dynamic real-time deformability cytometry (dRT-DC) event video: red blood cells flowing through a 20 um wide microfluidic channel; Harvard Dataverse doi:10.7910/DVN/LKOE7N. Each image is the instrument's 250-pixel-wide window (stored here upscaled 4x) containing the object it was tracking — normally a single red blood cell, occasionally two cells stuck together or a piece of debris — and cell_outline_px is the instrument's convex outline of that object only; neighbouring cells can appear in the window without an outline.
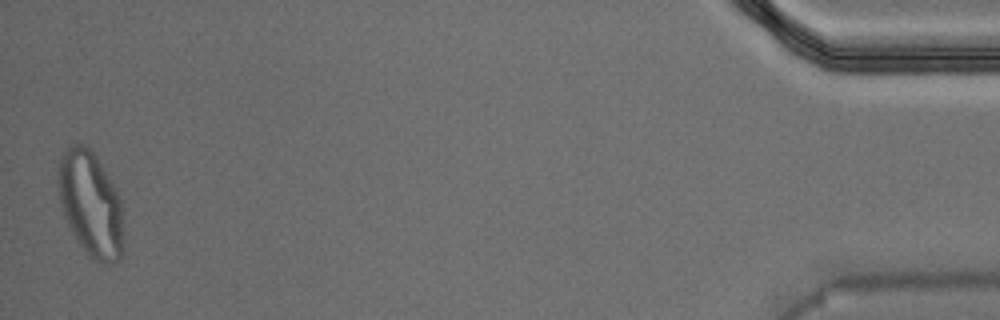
{"species": "Egyptian fruit bat (a non-hibernating species)", "species_latin": "Rousettus aegyptiacus", "temperature_condition": "warm", "stored_images_in_passage": 45, "camera_frame_rate_fps": 3000, "um_per_image_px": 0.085, "animal": {"sex": "male"}, "frame": {"image": 1, "passage_image": 45, "time_ms": 14.667, "image_size_px": [1000, 320], "cell_outline_px": [[124, 248], [120, 260], [112, 264], [108, 264], [92, 260], [88, 256], [72, 232], [64, 216], [56, 184], [56, 172], [60, 156], [72, 144], [84, 144], [96, 156], [112, 180], [120, 200]], "centroid_in_image_um": [7.69, 17.35], "position_along_channel_um": 427.5, "area_um2": 40.46}}